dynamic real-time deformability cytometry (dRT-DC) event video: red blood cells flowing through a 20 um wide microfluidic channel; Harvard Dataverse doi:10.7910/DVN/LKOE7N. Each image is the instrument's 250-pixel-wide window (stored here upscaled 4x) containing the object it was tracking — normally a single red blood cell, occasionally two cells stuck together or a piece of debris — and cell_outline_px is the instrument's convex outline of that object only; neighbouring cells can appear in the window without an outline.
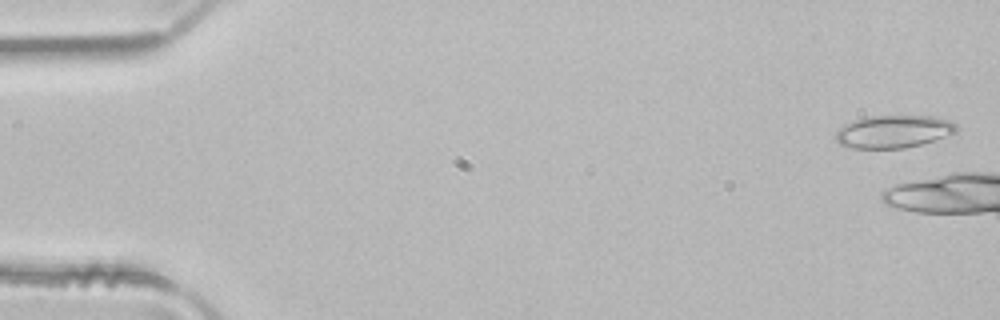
{"species": "common noctule bat (a hibernating species)", "species_latin": "Nyctalus noctula", "temperature_condition": "room temperature", "stored_images_in_passage": 3, "camera_frame_rate_fps": 3000, "um_per_image_px": 0.085, "animal": {"sex": "male", "body_mass_g": 21.5, "forearm_length_mm": 52.0}, "frame": {"image": 1, "passage_image": 3, "time_ms": 0.667, "image_size_px": [1000, 320], "cell_outline_px": [[956, 132], [920, 144], [904, 148], [852, 148], [840, 144], [836, 140], [836, 132], [844, 124], [864, 116], [932, 116], [948, 120], [956, 124]], "centroid_in_image_um": [75.9, 11.17], "position_along_channel_um": 9.1, "area_um2": 22.72}}